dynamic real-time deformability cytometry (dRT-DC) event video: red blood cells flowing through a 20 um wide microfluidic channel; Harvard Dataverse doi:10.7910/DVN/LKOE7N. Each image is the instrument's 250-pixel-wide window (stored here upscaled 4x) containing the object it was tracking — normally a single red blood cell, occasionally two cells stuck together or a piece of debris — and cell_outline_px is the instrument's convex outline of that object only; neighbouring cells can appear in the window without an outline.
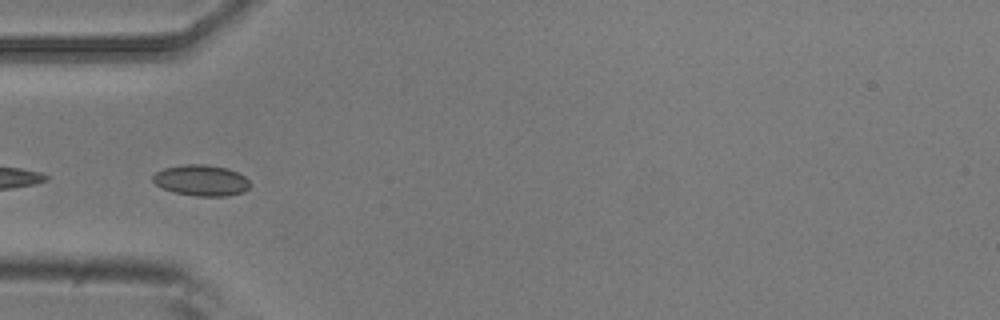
{"species": "common noctule bat (a hibernating species)", "species_latin": "Nyctalus noctula", "temperature_condition": "room temperature", "stored_images_in_passage": 5, "camera_frame_rate_fps": 3000, "um_per_image_px": 0.085, "animal": {"sex": "male", "body_mass_g": 20.5, "forearm_length_mm": 52.5}, "frame": {"image": 1, "passage_image": 5, "time_ms": 1.333, "image_size_px": [1000, 320], "cell_outline_px": [[252, 184], [244, 192], [228, 196], [196, 196], [172, 192], [156, 184], [152, 180], [152, 176], [156, 172], [164, 168], [184, 164], [204, 164], [228, 168], [244, 176]], "centroid_in_image_um": [17.12, 15.33], "position_along_channel_um": 67.9, "area_um2": 17.63}}